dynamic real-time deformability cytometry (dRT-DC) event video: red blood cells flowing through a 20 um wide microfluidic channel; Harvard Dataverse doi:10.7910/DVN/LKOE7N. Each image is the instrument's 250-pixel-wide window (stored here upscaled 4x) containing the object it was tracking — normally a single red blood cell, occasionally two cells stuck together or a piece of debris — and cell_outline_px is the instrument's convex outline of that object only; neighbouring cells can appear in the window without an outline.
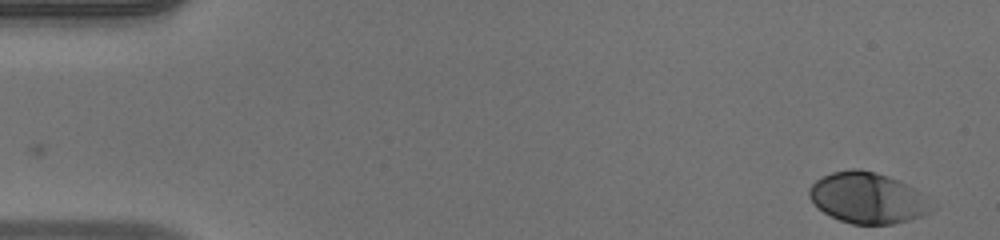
{"species": "human", "species_latin": "Homo sapiens", "temperature_condition": "warm", "stored_images_in_passage": 48, "camera_frame_rate_fps": 3000, "um_per_image_px": 0.085, "donor": {"sex": "male"}, "frame": {"image": 1, "passage_image": 1, "time_ms": 0.0, "image_size_px": [1000, 240], "cell_outline_px": [[936, 208], [920, 216], [908, 220], [892, 224], [852, 224], [840, 220], [816, 208], [808, 196], [808, 188], [816, 180], [832, 172], [852, 168], [860, 168], [876, 172], [888, 176], [928, 196], [936, 204]], "centroid_in_image_um": [73.75, 16.82], "position_along_channel_um": 11.2, "area_um2": 36.53}}
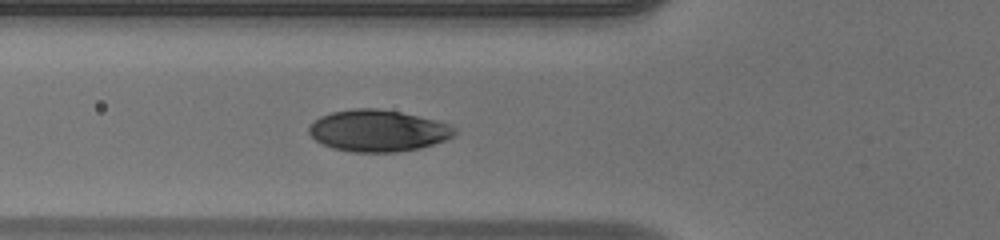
{"frame": {"image": 2, "passage_image": 17, "time_ms": 5.333, "image_size_px": [1000, 240], "cell_outline_px": [[456, 132], [452, 136], [444, 140], [420, 148], [396, 152], [352, 152], [332, 148], [316, 140], [308, 132], [308, 128], [320, 116], [332, 112], [352, 108], [376, 108], [400, 112], [436, 120], [452, 124], [456, 128]], "centroid_in_image_um": [32.14, 11.1], "position_along_channel_um": 93.7, "area_um2": 35.26}}
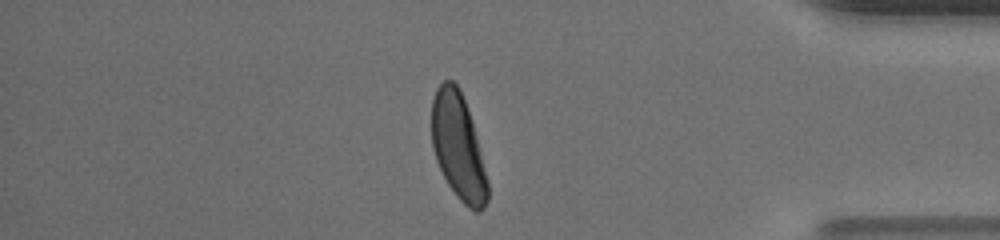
{"frame": {"image": 3, "passage_image": 41, "time_ms": 13.333, "image_size_px": [1000, 240], "cell_outline_px": [[488, 200], [484, 208], [480, 212], [476, 212], [468, 208], [456, 196], [448, 184], [436, 160], [432, 148], [432, 100], [436, 88], [444, 80], [452, 80], [460, 88], [472, 120], [488, 184]], "centroid_in_image_um": [38.94, 12.47], "position_along_channel_um": 396.3, "area_um2": 34.45}, "authors_computed_cell_mechanics": {"area_um2": 35.5759, "velocity_mm_per_s": 4.1528, "shape_relaxation_time_tau1_ms": 2.217, "shape_relaxation_time_tau2_ms": null, "deformation_change_tau1": 0.1642, "deformation_change_tau2": null}}